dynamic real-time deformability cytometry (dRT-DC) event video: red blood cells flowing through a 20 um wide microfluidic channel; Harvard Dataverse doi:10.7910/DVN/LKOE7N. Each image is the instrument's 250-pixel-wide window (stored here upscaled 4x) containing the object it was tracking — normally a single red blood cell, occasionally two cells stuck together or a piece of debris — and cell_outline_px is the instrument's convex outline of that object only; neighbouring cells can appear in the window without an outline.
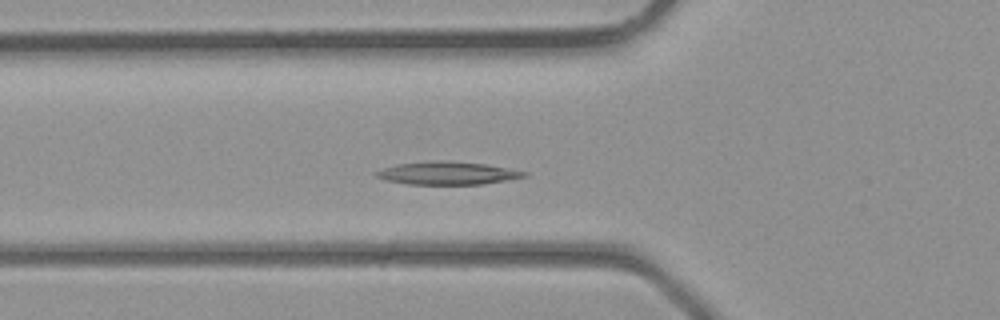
{"species": "common noctule bat (a hibernating species)", "species_latin": "Nyctalus noctula", "temperature_condition": "room temperature", "stored_images_in_passage": 37, "camera_frame_rate_fps": 3000, "um_per_image_px": 0.085, "animal": {"sex": "male", "body_mass_g": 23.1, "forearm_length_mm": 52.7}, "frame": {"image": 1, "passage_image": 12, "time_ms": 3.667, "image_size_px": [1000, 320], "cell_outline_px": [[528, 176], [480, 184], [408, 184], [384, 180], [376, 176], [372, 172], [380, 168], [396, 164], [428, 160], [448, 160], [484, 164], [528, 172]], "centroid_in_image_um": [37.92, 14.7], "position_along_channel_um": 87.9, "area_um2": 19.88}}
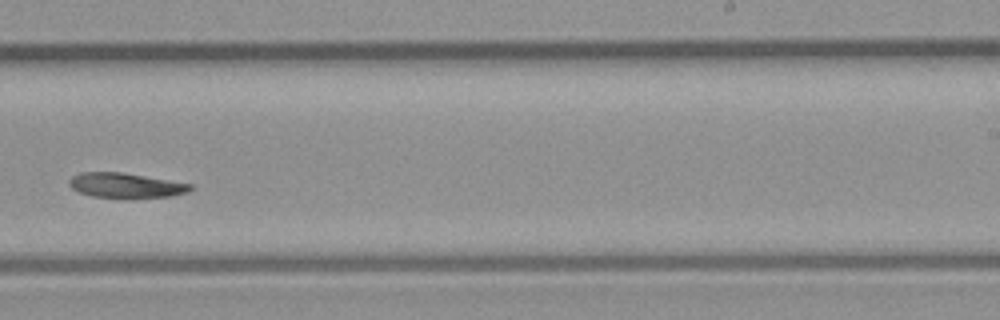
{"frame": {"image": 2, "passage_image": 23, "time_ms": 7.333, "image_size_px": [1000, 320], "cell_outline_px": [[192, 188], [188, 192], [172, 196], [92, 196], [80, 192], [72, 188], [68, 184], [68, 180], [72, 176], [80, 172], [120, 172], [192, 184]], "centroid_in_image_um": [10.65, 15.72], "position_along_channel_um": 278.4, "area_um2": 16.88}}
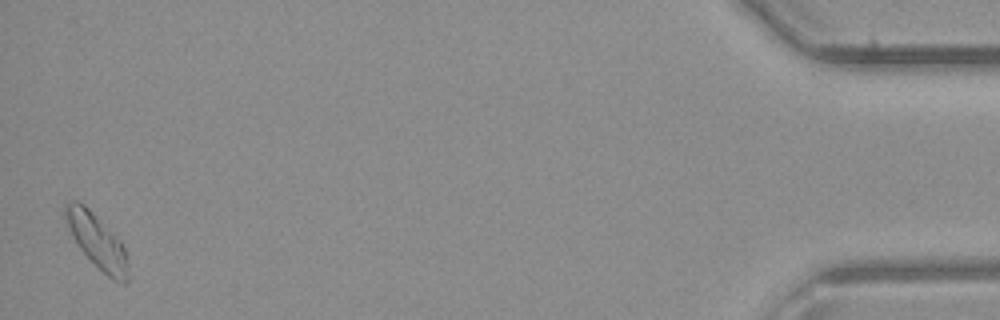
{"frame": {"image": 3, "passage_image": 37, "time_ms": 12.0, "image_size_px": [1000, 320], "cell_outline_px": [[128, 280], [124, 284], [120, 284], [112, 280], [80, 248], [72, 236], [60, 212], [64, 204], [72, 200], [76, 200], [84, 204], [120, 240], [124, 248], [128, 260]], "centroid_in_image_um": [8.21, 20.46], "position_along_channel_um": 427.0, "area_um2": 19.83}}